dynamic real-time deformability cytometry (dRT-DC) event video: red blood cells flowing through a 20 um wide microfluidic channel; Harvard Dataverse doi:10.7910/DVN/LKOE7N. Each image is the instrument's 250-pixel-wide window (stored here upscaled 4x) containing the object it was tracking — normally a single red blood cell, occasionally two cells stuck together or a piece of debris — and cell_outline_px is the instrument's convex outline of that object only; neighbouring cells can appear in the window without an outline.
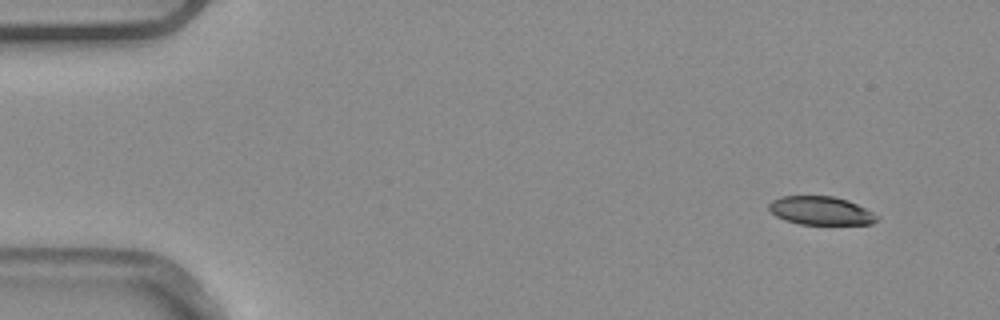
{"species": "common noctule bat (a hibernating species)", "species_latin": "Nyctalus noctula", "temperature_condition": "warm", "stored_images_in_passage": 4, "segment_of_instrument_passage": [2, 2], "camera_frame_rate_fps": 3000, "um_per_image_px": 0.085, "animal": {"sex": "male", "body_mass_g": 20.4}, "frame": {"image": 1, "passage_image": 4, "time_ms": 1.0, "image_size_px": [1000, 320], "cell_outline_px": [[880, 216], [872, 224], [800, 224], [784, 220], [776, 216], [768, 208], [768, 204], [772, 200], [780, 196], [832, 196], [848, 200]], "centroid_in_image_um": [69.74, 17.9], "position_along_channel_um": 15.3, "area_um2": 17.86}}